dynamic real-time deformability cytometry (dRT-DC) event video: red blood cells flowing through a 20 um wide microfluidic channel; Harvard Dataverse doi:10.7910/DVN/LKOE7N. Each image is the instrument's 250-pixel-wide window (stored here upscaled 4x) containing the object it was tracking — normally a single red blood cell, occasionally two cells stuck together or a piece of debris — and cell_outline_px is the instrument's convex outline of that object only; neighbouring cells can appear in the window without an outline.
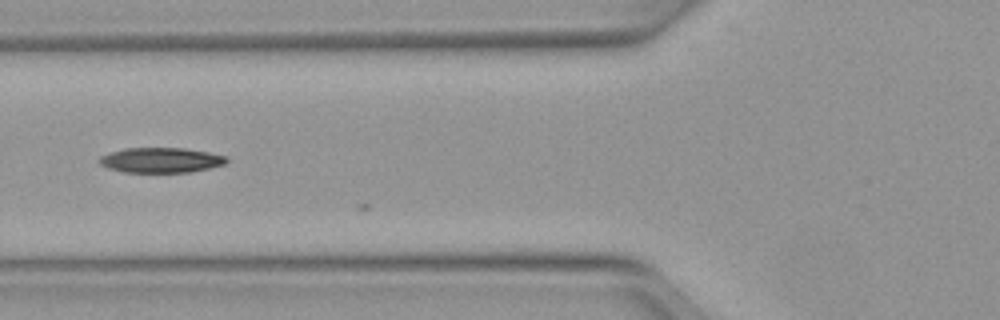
{"species": "Egyptian fruit bat (a non-hibernating species)", "species_latin": "Rousettus aegyptiacus", "temperature_condition": "warm", "stored_images_in_passage": 8, "camera_frame_rate_fps": 3000, "um_per_image_px": 0.085, "animal": {"sex": "female"}, "frame": {"image": 1, "passage_image": 6, "time_ms": 1.667, "image_size_px": [1000, 320], "cell_outline_px": [[228, 160], [224, 164], [192, 172], [124, 172], [108, 168], [100, 164], [96, 160], [100, 156], [124, 148], [184, 148], [208, 152], [228, 156]], "centroid_in_image_um": [13.67, 13.61], "position_along_channel_um": 112.1, "area_um2": 18.61}}